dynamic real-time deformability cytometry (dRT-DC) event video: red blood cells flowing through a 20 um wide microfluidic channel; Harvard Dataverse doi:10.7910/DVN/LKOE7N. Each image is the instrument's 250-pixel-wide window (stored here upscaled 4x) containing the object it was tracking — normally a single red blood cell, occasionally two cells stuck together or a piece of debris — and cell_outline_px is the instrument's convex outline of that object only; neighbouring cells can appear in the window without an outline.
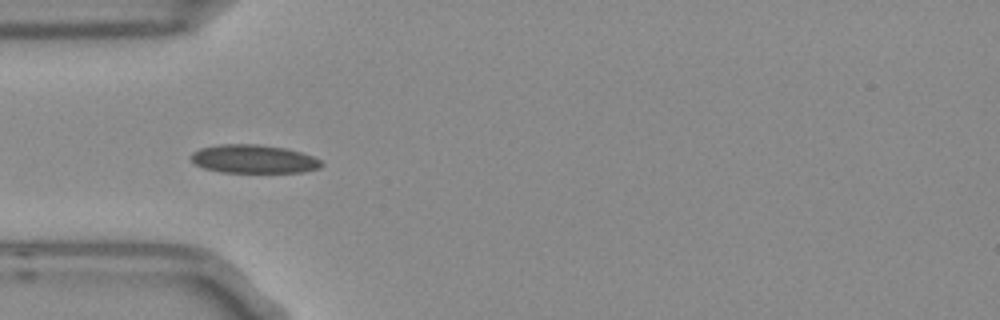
{"species": "Egyptian fruit bat (a non-hibernating species)", "species_latin": "Rousettus aegyptiacus", "temperature_condition": "room temperature", "stored_images_in_passage": 8, "camera_frame_rate_fps": 3000, "um_per_image_px": 0.085, "frame": {"image": 1, "passage_image": 3, "time_ms": 0.667, "image_size_px": [1000, 320], "cell_outline_px": [[324, 164], [320, 168], [304, 172], [220, 172], [204, 168], [196, 164], [192, 160], [192, 152], [200, 148], [220, 144], [256, 144], [284, 148], [300, 152], [312, 156], [320, 160]], "centroid_in_image_um": [21.57, 13.52], "position_along_channel_um": 63.4, "area_um2": 21.5}}
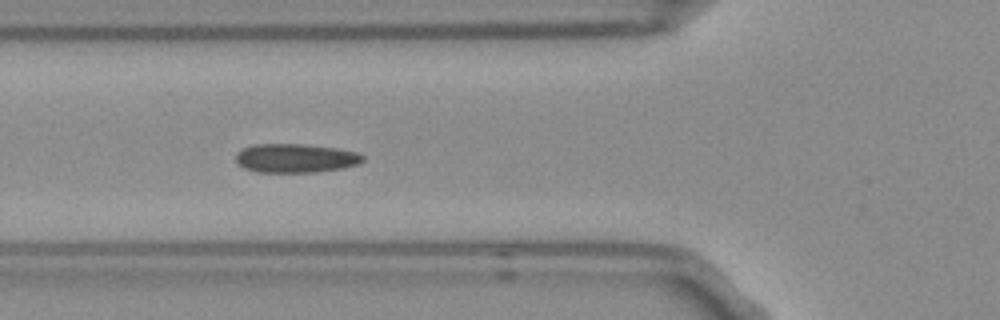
{"frame": {"image": 2, "passage_image": 4, "time_ms": 1.0, "image_size_px": [1000, 320], "cell_outline_px": [[364, 160], [360, 164], [340, 168], [316, 172], [256, 172], [244, 168], [236, 160], [236, 152], [252, 144], [304, 144], [336, 148], [356, 152], [364, 156]], "centroid_in_image_um": [25.12, 13.44], "position_along_channel_um": 100.7, "area_um2": 21.39}}
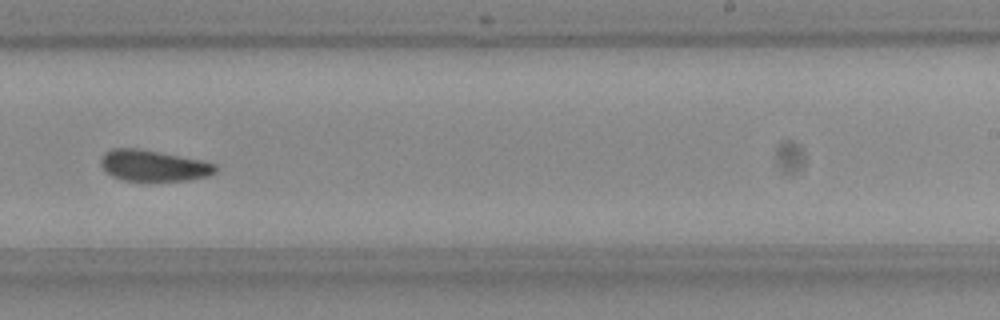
{"frame": {"image": 3, "passage_image": 8, "time_ms": 2.333, "image_size_px": [1000, 320], "cell_outline_px": [[216, 172], [208, 176], [188, 180], [124, 180], [112, 176], [100, 164], [100, 160], [104, 152], [112, 148], [136, 148], [160, 152], [200, 160], [216, 164]], "centroid_in_image_um": [13.03, 14.07], "position_along_channel_um": 276.0, "area_um2": 20.52}}